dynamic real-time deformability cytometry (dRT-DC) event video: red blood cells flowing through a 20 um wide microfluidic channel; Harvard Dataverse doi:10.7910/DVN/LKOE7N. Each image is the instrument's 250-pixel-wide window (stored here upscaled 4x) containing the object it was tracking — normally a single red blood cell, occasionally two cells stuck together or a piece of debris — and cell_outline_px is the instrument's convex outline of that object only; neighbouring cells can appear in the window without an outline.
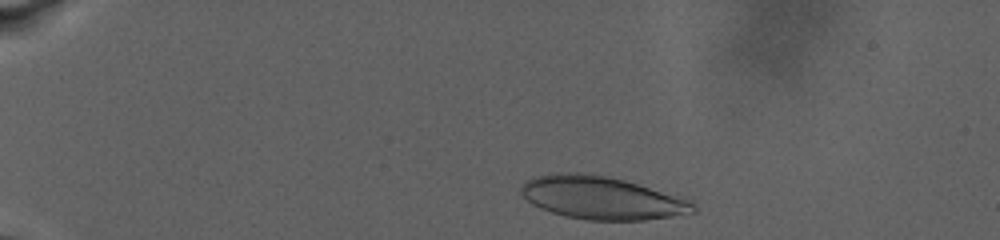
{"species": "human", "species_latin": "Homo sapiens", "temperature_condition": "warm", "stored_images_in_passage": 52, "camera_frame_rate_fps": 3000, "um_per_image_px": 0.085, "donor": {"sex": "male"}, "frame": {"image": 1, "passage_image": 6, "time_ms": 1.0, "image_size_px": [1000, 240], "cell_outline_px": [[696, 212], [672, 216], [644, 220], [588, 220], [568, 216], [552, 212], [540, 208], [532, 204], [520, 192], [520, 188], [524, 180], [536, 176], [560, 172], [576, 172], [608, 176], [624, 180], [688, 200], [696, 208]], "centroid_in_image_um": [51.08, 16.81], "position_along_channel_um": 33.9, "area_um2": 42.48}}
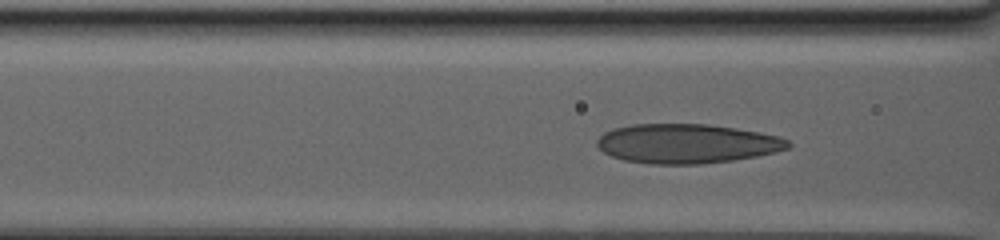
{"frame": {"image": 2, "passage_image": 36, "time_ms": 8.0, "image_size_px": [1000, 240], "cell_outline_px": [[792, 144], [788, 148], [776, 152], [756, 156], [732, 160], [700, 164], [648, 164], [624, 160], [612, 156], [604, 152], [596, 144], [596, 140], [604, 132], [612, 128], [632, 124], [708, 124], [760, 132], [780, 136], [788, 140]], "centroid_in_image_um": [58.37, 12.2], "position_along_channel_um": 108.2, "area_um2": 43.99}}
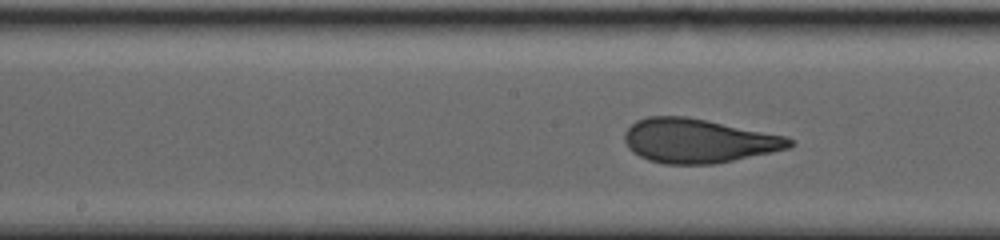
{"frame": {"image": 3, "passage_image": 51, "time_ms": 11.333, "image_size_px": [1000, 240], "cell_outline_px": [[796, 144], [788, 148], [772, 152], [712, 164], [664, 164], [648, 160], [632, 152], [628, 148], [624, 140], [624, 132], [636, 120], [648, 116], [688, 116], [788, 136], [796, 140]], "centroid_in_image_um": [59.37, 11.96], "position_along_channel_um": 188.8, "area_um2": 42.71}}